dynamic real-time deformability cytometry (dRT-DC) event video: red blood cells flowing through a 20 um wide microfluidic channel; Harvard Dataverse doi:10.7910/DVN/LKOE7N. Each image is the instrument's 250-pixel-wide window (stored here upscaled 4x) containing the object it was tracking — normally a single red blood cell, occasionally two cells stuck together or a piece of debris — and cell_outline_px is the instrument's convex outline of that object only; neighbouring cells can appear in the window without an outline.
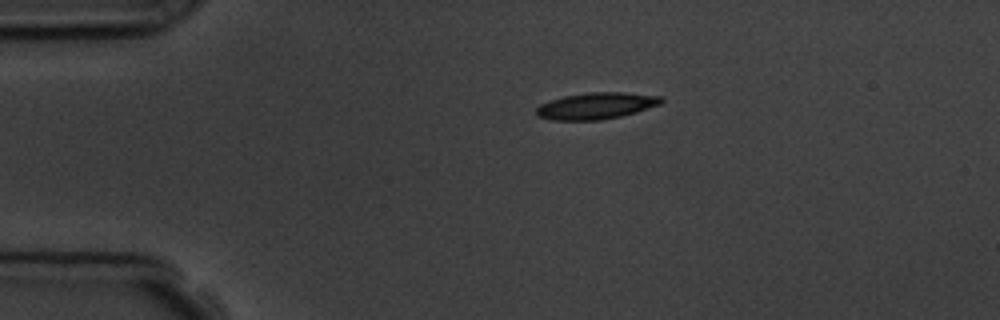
{"species": "common noctule bat (a hibernating species)", "species_latin": "Nyctalus noctula", "temperature_condition": "room temperature", "stored_images_in_passage": 2, "camera_frame_rate_fps": 3000, "um_per_image_px": 0.085, "animal": {"sex": "male", "body_mass_g": 19.5, "forearm_length_mm": 54.6}, "frame": {"image": 1, "passage_image": 1, "time_ms": 0.0, "image_size_px": [1000, 320], "cell_outline_px": [[664, 100], [660, 104], [636, 112], [620, 116], [600, 120], [552, 120], [536, 116], [536, 108], [540, 104], [564, 96], [588, 92], [624, 92], [660, 96]], "centroid_in_image_um": [50.66, 8.99], "position_along_channel_um": 34.3, "area_um2": 19.25}}